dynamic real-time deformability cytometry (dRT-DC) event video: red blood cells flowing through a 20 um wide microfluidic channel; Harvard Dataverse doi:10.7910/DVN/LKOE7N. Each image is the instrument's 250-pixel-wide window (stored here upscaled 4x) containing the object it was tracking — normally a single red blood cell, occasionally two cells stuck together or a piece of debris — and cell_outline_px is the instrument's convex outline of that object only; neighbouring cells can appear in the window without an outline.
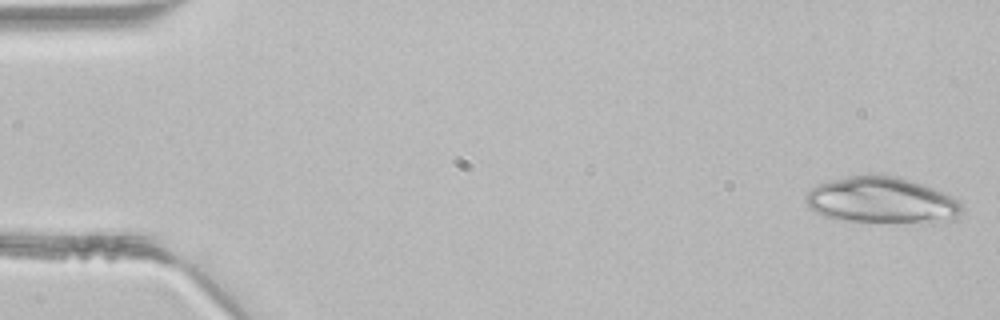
{"species": "common noctule bat (a hibernating species)", "species_latin": "Nyctalus noctula", "temperature_condition": "room temperature", "stored_images_in_passage": 44, "camera_frame_rate_fps": 3000, "um_per_image_px": 0.085, "animal": {"sex": "male", "body_mass_g": 21.5, "forearm_length_mm": 52.0}, "frame": {"image": 1, "passage_image": 1, "time_ms": 0.0, "image_size_px": [1000, 320], "cell_outline_px": [[964, 212], [956, 220], [836, 220], [824, 216], [808, 208], [804, 200], [804, 196], [816, 184], [848, 176], [876, 172], [900, 176], [924, 184], [944, 192], [960, 200], [964, 208]], "centroid_in_image_um": [74.93, 16.95], "position_along_channel_um": 10.1, "area_um2": 42.14}}
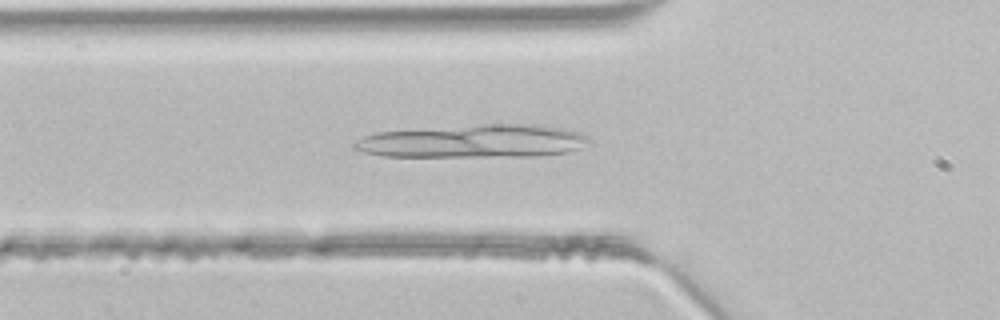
{"frame": {"image": 2, "passage_image": 15, "time_ms": 4.667, "image_size_px": [1000, 320], "cell_outline_px": [[592, 144], [568, 152], [540, 156], [384, 156], [364, 152], [352, 148], [352, 144], [356, 140], [364, 136], [376, 132], [484, 124], [536, 124], [564, 128], [580, 132], [588, 136], [592, 140]], "centroid_in_image_um": [40.33, 12.0], "position_along_channel_um": 85.5, "area_um2": 45.49}}
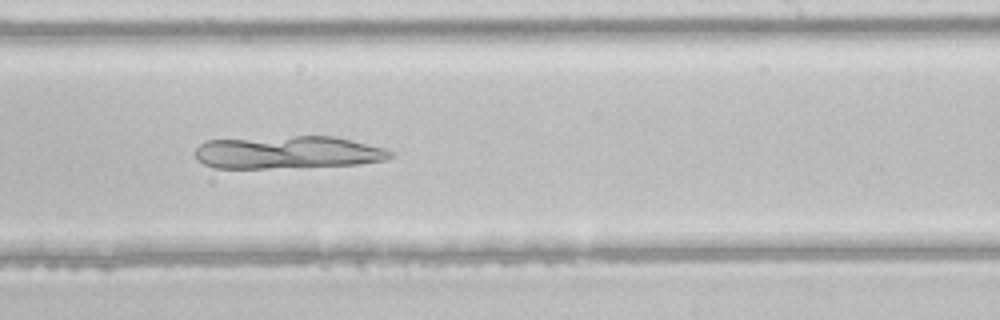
{"frame": {"image": 3, "passage_image": 27, "time_ms": 8.667, "image_size_px": [1000, 320], "cell_outline_px": [[392, 156], [384, 160], [360, 164], [268, 168], [216, 168], [204, 164], [196, 160], [196, 148], [204, 140], [296, 136], [336, 136], [384, 148], [392, 152]], "centroid_in_image_um": [24.43, 12.94], "position_along_channel_um": 264.6, "area_um2": 37.17}}